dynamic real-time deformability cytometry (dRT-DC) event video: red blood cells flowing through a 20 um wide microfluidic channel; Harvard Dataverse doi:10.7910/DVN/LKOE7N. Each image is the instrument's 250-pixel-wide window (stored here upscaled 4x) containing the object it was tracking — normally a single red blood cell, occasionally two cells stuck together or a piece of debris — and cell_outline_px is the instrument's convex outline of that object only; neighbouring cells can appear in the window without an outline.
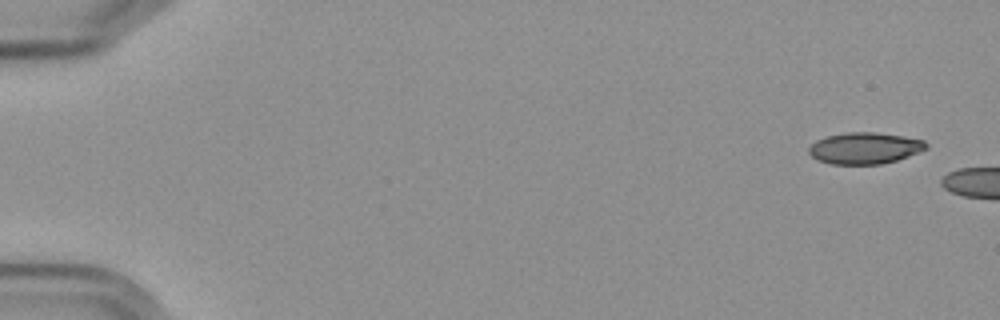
{"species": "Egyptian fruit bat (a non-hibernating species)", "species_latin": "Rousettus aegyptiacus", "temperature_condition": "cold", "stored_images_in_passage": 2, "camera_frame_rate_fps": 3000, "um_per_image_px": 0.085, "frame": {"image": 1, "passage_image": 1, "time_ms": 0.0, "image_size_px": [1000, 320], "cell_outline_px": [[928, 148], [920, 152], [896, 160], [880, 164], [832, 164], [816, 160], [808, 152], [808, 148], [816, 140], [828, 136], [844, 132], [876, 132], [924, 140], [928, 144]], "centroid_in_image_um": [73.49, 12.59], "position_along_channel_um": 11.5, "area_um2": 21.5}}